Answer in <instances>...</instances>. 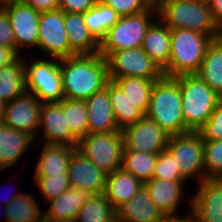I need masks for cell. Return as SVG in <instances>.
Segmentation results:
<instances>
[{
  "instance_id": "obj_1",
  "label": "cell",
  "mask_w": 222,
  "mask_h": 222,
  "mask_svg": "<svg viewBox=\"0 0 222 222\" xmlns=\"http://www.w3.org/2000/svg\"><path fill=\"white\" fill-rule=\"evenodd\" d=\"M60 70L65 98L85 101L109 81L107 62L99 53L61 58Z\"/></svg>"
},
{
  "instance_id": "obj_2",
  "label": "cell",
  "mask_w": 222,
  "mask_h": 222,
  "mask_svg": "<svg viewBox=\"0 0 222 222\" xmlns=\"http://www.w3.org/2000/svg\"><path fill=\"white\" fill-rule=\"evenodd\" d=\"M213 38L198 31L171 29V50L168 65L162 70L165 77L197 74L208 45Z\"/></svg>"
},
{
  "instance_id": "obj_3",
  "label": "cell",
  "mask_w": 222,
  "mask_h": 222,
  "mask_svg": "<svg viewBox=\"0 0 222 222\" xmlns=\"http://www.w3.org/2000/svg\"><path fill=\"white\" fill-rule=\"evenodd\" d=\"M146 116L171 136L190 132L182 113L181 89L174 78L163 76L154 83Z\"/></svg>"
},
{
  "instance_id": "obj_4",
  "label": "cell",
  "mask_w": 222,
  "mask_h": 222,
  "mask_svg": "<svg viewBox=\"0 0 222 222\" xmlns=\"http://www.w3.org/2000/svg\"><path fill=\"white\" fill-rule=\"evenodd\" d=\"M157 16L170 29L194 30L213 39L222 37L206 0H167Z\"/></svg>"
},
{
  "instance_id": "obj_5",
  "label": "cell",
  "mask_w": 222,
  "mask_h": 222,
  "mask_svg": "<svg viewBox=\"0 0 222 222\" xmlns=\"http://www.w3.org/2000/svg\"><path fill=\"white\" fill-rule=\"evenodd\" d=\"M181 89L182 113L190 131L199 130L214 112L221 97L197 74L174 77Z\"/></svg>"
},
{
  "instance_id": "obj_6",
  "label": "cell",
  "mask_w": 222,
  "mask_h": 222,
  "mask_svg": "<svg viewBox=\"0 0 222 222\" xmlns=\"http://www.w3.org/2000/svg\"><path fill=\"white\" fill-rule=\"evenodd\" d=\"M156 19L157 11L149 8L135 15L121 16L100 42L99 54L106 58L116 51L142 47L149 26Z\"/></svg>"
},
{
  "instance_id": "obj_7",
  "label": "cell",
  "mask_w": 222,
  "mask_h": 222,
  "mask_svg": "<svg viewBox=\"0 0 222 222\" xmlns=\"http://www.w3.org/2000/svg\"><path fill=\"white\" fill-rule=\"evenodd\" d=\"M32 59L34 60L30 64L26 58L24 60L26 90L35 94L42 103L60 102L65 98L60 59Z\"/></svg>"
},
{
  "instance_id": "obj_8",
  "label": "cell",
  "mask_w": 222,
  "mask_h": 222,
  "mask_svg": "<svg viewBox=\"0 0 222 222\" xmlns=\"http://www.w3.org/2000/svg\"><path fill=\"white\" fill-rule=\"evenodd\" d=\"M77 149L108 175L121 168L124 152L122 132L88 134L78 142Z\"/></svg>"
},
{
  "instance_id": "obj_9",
  "label": "cell",
  "mask_w": 222,
  "mask_h": 222,
  "mask_svg": "<svg viewBox=\"0 0 222 222\" xmlns=\"http://www.w3.org/2000/svg\"><path fill=\"white\" fill-rule=\"evenodd\" d=\"M166 151L187 180L197 177L199 183L205 179L204 140L197 131L170 136Z\"/></svg>"
},
{
  "instance_id": "obj_10",
  "label": "cell",
  "mask_w": 222,
  "mask_h": 222,
  "mask_svg": "<svg viewBox=\"0 0 222 222\" xmlns=\"http://www.w3.org/2000/svg\"><path fill=\"white\" fill-rule=\"evenodd\" d=\"M105 60L108 66L109 79L133 76L161 79L164 76L163 71L145 53L142 47L110 53Z\"/></svg>"
},
{
  "instance_id": "obj_11",
  "label": "cell",
  "mask_w": 222,
  "mask_h": 222,
  "mask_svg": "<svg viewBox=\"0 0 222 222\" xmlns=\"http://www.w3.org/2000/svg\"><path fill=\"white\" fill-rule=\"evenodd\" d=\"M37 48L48 57L65 58L75 55L69 46L64 12L60 9L41 12Z\"/></svg>"
},
{
  "instance_id": "obj_12",
  "label": "cell",
  "mask_w": 222,
  "mask_h": 222,
  "mask_svg": "<svg viewBox=\"0 0 222 222\" xmlns=\"http://www.w3.org/2000/svg\"><path fill=\"white\" fill-rule=\"evenodd\" d=\"M124 151L158 154L166 150L170 134L146 115L121 130Z\"/></svg>"
},
{
  "instance_id": "obj_13",
  "label": "cell",
  "mask_w": 222,
  "mask_h": 222,
  "mask_svg": "<svg viewBox=\"0 0 222 222\" xmlns=\"http://www.w3.org/2000/svg\"><path fill=\"white\" fill-rule=\"evenodd\" d=\"M1 7L7 12L15 37V48L20 53L25 46H38L40 12L22 0H4Z\"/></svg>"
},
{
  "instance_id": "obj_14",
  "label": "cell",
  "mask_w": 222,
  "mask_h": 222,
  "mask_svg": "<svg viewBox=\"0 0 222 222\" xmlns=\"http://www.w3.org/2000/svg\"><path fill=\"white\" fill-rule=\"evenodd\" d=\"M42 102L28 91L5 104L3 124L12 129L24 131L35 139L39 135L40 110Z\"/></svg>"
},
{
  "instance_id": "obj_15",
  "label": "cell",
  "mask_w": 222,
  "mask_h": 222,
  "mask_svg": "<svg viewBox=\"0 0 222 222\" xmlns=\"http://www.w3.org/2000/svg\"><path fill=\"white\" fill-rule=\"evenodd\" d=\"M197 185L189 199L197 222H222V178H206Z\"/></svg>"
},
{
  "instance_id": "obj_16",
  "label": "cell",
  "mask_w": 222,
  "mask_h": 222,
  "mask_svg": "<svg viewBox=\"0 0 222 222\" xmlns=\"http://www.w3.org/2000/svg\"><path fill=\"white\" fill-rule=\"evenodd\" d=\"M68 177L72 188L85 190L92 195L103 194L106 188L107 174L99 170L78 149L70 158Z\"/></svg>"
},
{
  "instance_id": "obj_17",
  "label": "cell",
  "mask_w": 222,
  "mask_h": 222,
  "mask_svg": "<svg viewBox=\"0 0 222 222\" xmlns=\"http://www.w3.org/2000/svg\"><path fill=\"white\" fill-rule=\"evenodd\" d=\"M43 144L77 146L78 140L70 133L61 102L42 103L39 130Z\"/></svg>"
},
{
  "instance_id": "obj_18",
  "label": "cell",
  "mask_w": 222,
  "mask_h": 222,
  "mask_svg": "<svg viewBox=\"0 0 222 222\" xmlns=\"http://www.w3.org/2000/svg\"><path fill=\"white\" fill-rule=\"evenodd\" d=\"M88 109V134L120 131L110 102L108 83L85 100Z\"/></svg>"
},
{
  "instance_id": "obj_19",
  "label": "cell",
  "mask_w": 222,
  "mask_h": 222,
  "mask_svg": "<svg viewBox=\"0 0 222 222\" xmlns=\"http://www.w3.org/2000/svg\"><path fill=\"white\" fill-rule=\"evenodd\" d=\"M186 182L188 181H169L152 178L145 182L144 185L156 207L165 217H169L178 216L176 213L183 199L184 184H187Z\"/></svg>"
},
{
  "instance_id": "obj_20",
  "label": "cell",
  "mask_w": 222,
  "mask_h": 222,
  "mask_svg": "<svg viewBox=\"0 0 222 222\" xmlns=\"http://www.w3.org/2000/svg\"><path fill=\"white\" fill-rule=\"evenodd\" d=\"M164 218L145 185L117 209V222H162Z\"/></svg>"
},
{
  "instance_id": "obj_21",
  "label": "cell",
  "mask_w": 222,
  "mask_h": 222,
  "mask_svg": "<svg viewBox=\"0 0 222 222\" xmlns=\"http://www.w3.org/2000/svg\"><path fill=\"white\" fill-rule=\"evenodd\" d=\"M92 194L70 187L64 193L47 201L49 209L43 212L42 220H76L79 209L90 200Z\"/></svg>"
},
{
  "instance_id": "obj_22",
  "label": "cell",
  "mask_w": 222,
  "mask_h": 222,
  "mask_svg": "<svg viewBox=\"0 0 222 222\" xmlns=\"http://www.w3.org/2000/svg\"><path fill=\"white\" fill-rule=\"evenodd\" d=\"M35 138L24 131L0 124V163L4 168L12 167L27 153ZM26 152V153H25Z\"/></svg>"
},
{
  "instance_id": "obj_23",
  "label": "cell",
  "mask_w": 222,
  "mask_h": 222,
  "mask_svg": "<svg viewBox=\"0 0 222 222\" xmlns=\"http://www.w3.org/2000/svg\"><path fill=\"white\" fill-rule=\"evenodd\" d=\"M42 146L34 176L68 174L70 158L77 146L59 144H44Z\"/></svg>"
},
{
  "instance_id": "obj_24",
  "label": "cell",
  "mask_w": 222,
  "mask_h": 222,
  "mask_svg": "<svg viewBox=\"0 0 222 222\" xmlns=\"http://www.w3.org/2000/svg\"><path fill=\"white\" fill-rule=\"evenodd\" d=\"M148 28L142 49L163 70L169 62L171 50V29L160 19Z\"/></svg>"
},
{
  "instance_id": "obj_25",
  "label": "cell",
  "mask_w": 222,
  "mask_h": 222,
  "mask_svg": "<svg viewBox=\"0 0 222 222\" xmlns=\"http://www.w3.org/2000/svg\"><path fill=\"white\" fill-rule=\"evenodd\" d=\"M144 186V183L133 174L122 168L107 175L104 196L118 209L128 202Z\"/></svg>"
},
{
  "instance_id": "obj_26",
  "label": "cell",
  "mask_w": 222,
  "mask_h": 222,
  "mask_svg": "<svg viewBox=\"0 0 222 222\" xmlns=\"http://www.w3.org/2000/svg\"><path fill=\"white\" fill-rule=\"evenodd\" d=\"M71 51L75 55L99 53V43L85 25L83 14L64 13Z\"/></svg>"
},
{
  "instance_id": "obj_27",
  "label": "cell",
  "mask_w": 222,
  "mask_h": 222,
  "mask_svg": "<svg viewBox=\"0 0 222 222\" xmlns=\"http://www.w3.org/2000/svg\"><path fill=\"white\" fill-rule=\"evenodd\" d=\"M197 75L222 98V37L208 45Z\"/></svg>"
},
{
  "instance_id": "obj_28",
  "label": "cell",
  "mask_w": 222,
  "mask_h": 222,
  "mask_svg": "<svg viewBox=\"0 0 222 222\" xmlns=\"http://www.w3.org/2000/svg\"><path fill=\"white\" fill-rule=\"evenodd\" d=\"M26 91L24 59L20 56L14 63L0 68V98L7 103Z\"/></svg>"
},
{
  "instance_id": "obj_29",
  "label": "cell",
  "mask_w": 222,
  "mask_h": 222,
  "mask_svg": "<svg viewBox=\"0 0 222 222\" xmlns=\"http://www.w3.org/2000/svg\"><path fill=\"white\" fill-rule=\"evenodd\" d=\"M108 91L112 110L120 130L135 124L145 114L125 96L122 89L112 80L108 81Z\"/></svg>"
},
{
  "instance_id": "obj_30",
  "label": "cell",
  "mask_w": 222,
  "mask_h": 222,
  "mask_svg": "<svg viewBox=\"0 0 222 222\" xmlns=\"http://www.w3.org/2000/svg\"><path fill=\"white\" fill-rule=\"evenodd\" d=\"M109 80L114 81L122 89L131 103L146 115L150 105L154 83L159 79H146L133 76Z\"/></svg>"
},
{
  "instance_id": "obj_31",
  "label": "cell",
  "mask_w": 222,
  "mask_h": 222,
  "mask_svg": "<svg viewBox=\"0 0 222 222\" xmlns=\"http://www.w3.org/2000/svg\"><path fill=\"white\" fill-rule=\"evenodd\" d=\"M83 17L89 32L100 44L107 31L117 23L121 16L112 7L98 1L94 7L83 13Z\"/></svg>"
},
{
  "instance_id": "obj_32",
  "label": "cell",
  "mask_w": 222,
  "mask_h": 222,
  "mask_svg": "<svg viewBox=\"0 0 222 222\" xmlns=\"http://www.w3.org/2000/svg\"><path fill=\"white\" fill-rule=\"evenodd\" d=\"M32 194L23 193L4 207L6 222H42L43 211Z\"/></svg>"
},
{
  "instance_id": "obj_33",
  "label": "cell",
  "mask_w": 222,
  "mask_h": 222,
  "mask_svg": "<svg viewBox=\"0 0 222 222\" xmlns=\"http://www.w3.org/2000/svg\"><path fill=\"white\" fill-rule=\"evenodd\" d=\"M75 222H117V209L104 194L92 195L79 209Z\"/></svg>"
},
{
  "instance_id": "obj_34",
  "label": "cell",
  "mask_w": 222,
  "mask_h": 222,
  "mask_svg": "<svg viewBox=\"0 0 222 222\" xmlns=\"http://www.w3.org/2000/svg\"><path fill=\"white\" fill-rule=\"evenodd\" d=\"M60 102L70 133L80 141L88 135V109L85 101L64 98Z\"/></svg>"
},
{
  "instance_id": "obj_35",
  "label": "cell",
  "mask_w": 222,
  "mask_h": 222,
  "mask_svg": "<svg viewBox=\"0 0 222 222\" xmlns=\"http://www.w3.org/2000/svg\"><path fill=\"white\" fill-rule=\"evenodd\" d=\"M158 154L124 151L121 168L143 183L152 179Z\"/></svg>"
},
{
  "instance_id": "obj_36",
  "label": "cell",
  "mask_w": 222,
  "mask_h": 222,
  "mask_svg": "<svg viewBox=\"0 0 222 222\" xmlns=\"http://www.w3.org/2000/svg\"><path fill=\"white\" fill-rule=\"evenodd\" d=\"M206 178H222V140H204Z\"/></svg>"
},
{
  "instance_id": "obj_37",
  "label": "cell",
  "mask_w": 222,
  "mask_h": 222,
  "mask_svg": "<svg viewBox=\"0 0 222 222\" xmlns=\"http://www.w3.org/2000/svg\"><path fill=\"white\" fill-rule=\"evenodd\" d=\"M33 180L40 188L45 202L59 196L71 187L68 174L34 176Z\"/></svg>"
},
{
  "instance_id": "obj_38",
  "label": "cell",
  "mask_w": 222,
  "mask_h": 222,
  "mask_svg": "<svg viewBox=\"0 0 222 222\" xmlns=\"http://www.w3.org/2000/svg\"><path fill=\"white\" fill-rule=\"evenodd\" d=\"M152 178L169 181H188L175 163V159L165 150L158 153Z\"/></svg>"
},
{
  "instance_id": "obj_39",
  "label": "cell",
  "mask_w": 222,
  "mask_h": 222,
  "mask_svg": "<svg viewBox=\"0 0 222 222\" xmlns=\"http://www.w3.org/2000/svg\"><path fill=\"white\" fill-rule=\"evenodd\" d=\"M197 132L203 140H222V98L208 121Z\"/></svg>"
},
{
  "instance_id": "obj_40",
  "label": "cell",
  "mask_w": 222,
  "mask_h": 222,
  "mask_svg": "<svg viewBox=\"0 0 222 222\" xmlns=\"http://www.w3.org/2000/svg\"><path fill=\"white\" fill-rule=\"evenodd\" d=\"M112 7L120 16L135 15L148 8L142 0H99Z\"/></svg>"
},
{
  "instance_id": "obj_41",
  "label": "cell",
  "mask_w": 222,
  "mask_h": 222,
  "mask_svg": "<svg viewBox=\"0 0 222 222\" xmlns=\"http://www.w3.org/2000/svg\"><path fill=\"white\" fill-rule=\"evenodd\" d=\"M0 45L15 48V37L7 12L0 6Z\"/></svg>"
},
{
  "instance_id": "obj_42",
  "label": "cell",
  "mask_w": 222,
  "mask_h": 222,
  "mask_svg": "<svg viewBox=\"0 0 222 222\" xmlns=\"http://www.w3.org/2000/svg\"><path fill=\"white\" fill-rule=\"evenodd\" d=\"M99 0H60L59 9L64 13L83 14L94 7Z\"/></svg>"
},
{
  "instance_id": "obj_43",
  "label": "cell",
  "mask_w": 222,
  "mask_h": 222,
  "mask_svg": "<svg viewBox=\"0 0 222 222\" xmlns=\"http://www.w3.org/2000/svg\"><path fill=\"white\" fill-rule=\"evenodd\" d=\"M25 4L37 10L38 12H47L59 9L60 0H22Z\"/></svg>"
},
{
  "instance_id": "obj_44",
  "label": "cell",
  "mask_w": 222,
  "mask_h": 222,
  "mask_svg": "<svg viewBox=\"0 0 222 222\" xmlns=\"http://www.w3.org/2000/svg\"><path fill=\"white\" fill-rule=\"evenodd\" d=\"M16 48L0 45V68L14 63L21 55Z\"/></svg>"
},
{
  "instance_id": "obj_45",
  "label": "cell",
  "mask_w": 222,
  "mask_h": 222,
  "mask_svg": "<svg viewBox=\"0 0 222 222\" xmlns=\"http://www.w3.org/2000/svg\"><path fill=\"white\" fill-rule=\"evenodd\" d=\"M215 24L222 31V0H206Z\"/></svg>"
},
{
  "instance_id": "obj_46",
  "label": "cell",
  "mask_w": 222,
  "mask_h": 222,
  "mask_svg": "<svg viewBox=\"0 0 222 222\" xmlns=\"http://www.w3.org/2000/svg\"><path fill=\"white\" fill-rule=\"evenodd\" d=\"M187 216H169L165 217L162 222H197L192 212Z\"/></svg>"
},
{
  "instance_id": "obj_47",
  "label": "cell",
  "mask_w": 222,
  "mask_h": 222,
  "mask_svg": "<svg viewBox=\"0 0 222 222\" xmlns=\"http://www.w3.org/2000/svg\"><path fill=\"white\" fill-rule=\"evenodd\" d=\"M142 1L147 8L158 11L167 0H142Z\"/></svg>"
},
{
  "instance_id": "obj_48",
  "label": "cell",
  "mask_w": 222,
  "mask_h": 222,
  "mask_svg": "<svg viewBox=\"0 0 222 222\" xmlns=\"http://www.w3.org/2000/svg\"><path fill=\"white\" fill-rule=\"evenodd\" d=\"M5 104L6 102H4L0 98V124L3 122V119H4Z\"/></svg>"
},
{
  "instance_id": "obj_49",
  "label": "cell",
  "mask_w": 222,
  "mask_h": 222,
  "mask_svg": "<svg viewBox=\"0 0 222 222\" xmlns=\"http://www.w3.org/2000/svg\"><path fill=\"white\" fill-rule=\"evenodd\" d=\"M24 192H17V193H14L12 196H10L8 199H7V201H6V199H5V201L3 202L4 203V207H6L7 205H8V203L10 202V201H12L14 198H16L17 196H19V195H22Z\"/></svg>"
},
{
  "instance_id": "obj_50",
  "label": "cell",
  "mask_w": 222,
  "mask_h": 222,
  "mask_svg": "<svg viewBox=\"0 0 222 222\" xmlns=\"http://www.w3.org/2000/svg\"><path fill=\"white\" fill-rule=\"evenodd\" d=\"M42 222H75L74 220L60 219V220H42Z\"/></svg>"
},
{
  "instance_id": "obj_51",
  "label": "cell",
  "mask_w": 222,
  "mask_h": 222,
  "mask_svg": "<svg viewBox=\"0 0 222 222\" xmlns=\"http://www.w3.org/2000/svg\"><path fill=\"white\" fill-rule=\"evenodd\" d=\"M5 168L3 167V165L0 163V172L3 171Z\"/></svg>"
}]
</instances>
